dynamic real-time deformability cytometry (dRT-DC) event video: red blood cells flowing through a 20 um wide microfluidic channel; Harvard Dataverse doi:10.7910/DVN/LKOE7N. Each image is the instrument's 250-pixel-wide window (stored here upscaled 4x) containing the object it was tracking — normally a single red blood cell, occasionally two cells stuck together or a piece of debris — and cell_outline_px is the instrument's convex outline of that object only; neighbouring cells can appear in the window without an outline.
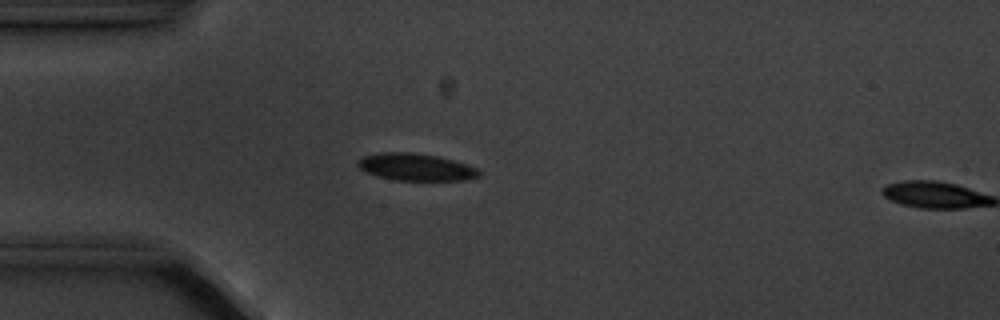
{"species": "common noctule bat (a hibernating species)", "species_latin": "Nyctalus noctula", "temperature_condition": "cold", "stored_images_in_passage": 4, "camera_frame_rate_fps": 3000, "um_per_image_px": 0.085, "animal": {"sex": "male", "body_mass_g": 20.1, "forearm_length_mm": 53.5}, "frame": {"image": 1, "passage_image": 3, "time_ms": 2.333, "image_size_px": [1000, 320], "cell_outline_px": [[480, 176], [464, 180], [392, 180], [376, 176], [364, 172], [356, 164], [356, 160], [364, 156], [384, 152], [408, 152], [436, 156], [452, 160], [476, 168], [480, 172]], "centroid_in_image_um": [35.28, 14.21], "position_along_channel_um": 49.7, "area_um2": 19.07}}